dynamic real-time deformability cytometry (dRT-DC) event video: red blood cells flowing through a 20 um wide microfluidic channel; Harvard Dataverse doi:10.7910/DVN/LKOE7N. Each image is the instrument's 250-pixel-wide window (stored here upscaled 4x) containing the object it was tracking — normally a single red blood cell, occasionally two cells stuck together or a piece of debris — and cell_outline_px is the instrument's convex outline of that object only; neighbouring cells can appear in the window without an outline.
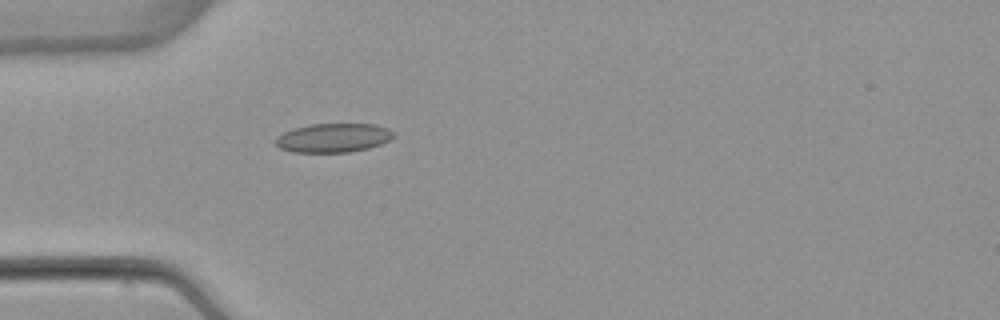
{"species": "common noctule bat (a hibernating species)", "species_latin": "Nyctalus noctula", "temperature_condition": "warm", "stored_images_in_passage": 39, "camera_frame_rate_fps": 3000, "um_per_image_px": 0.085, "animal": {"sex": "female", "body_mass_g": 22.7, "forearm_length_mm": 54.2}, "frame": {"image": 1, "passage_image": 2, "time_ms": 0.333, "image_size_px": [1000, 320], "cell_outline_px": [[396, 136], [380, 144], [368, 148], [348, 152], [292, 152], [280, 148], [272, 144], [272, 140], [276, 136], [284, 132], [296, 128], [312, 124], [376, 124], [388, 128]], "centroid_in_image_um": [28.28, 11.72], "position_along_channel_um": 56.7, "area_um2": 20.0}}
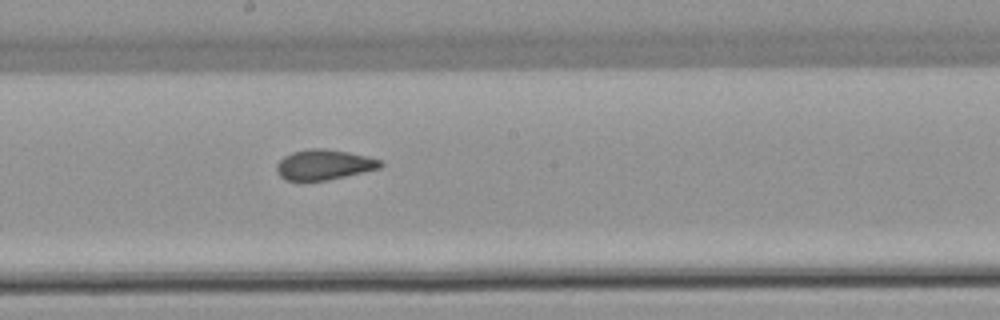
{"frame": {"image": 2, "passage_image": 15, "time_ms": 4.667, "image_size_px": [1000, 320], "cell_outline_px": [[384, 164], [380, 168], [328, 180], [284, 180], [276, 172], [276, 164], [284, 156], [292, 152], [308, 148], [324, 148], [348, 152], [368, 156], [380, 160]], "centroid_in_image_um": [27.52, 13.99], "position_along_channel_um": 220.7, "area_um2": 18.32}}
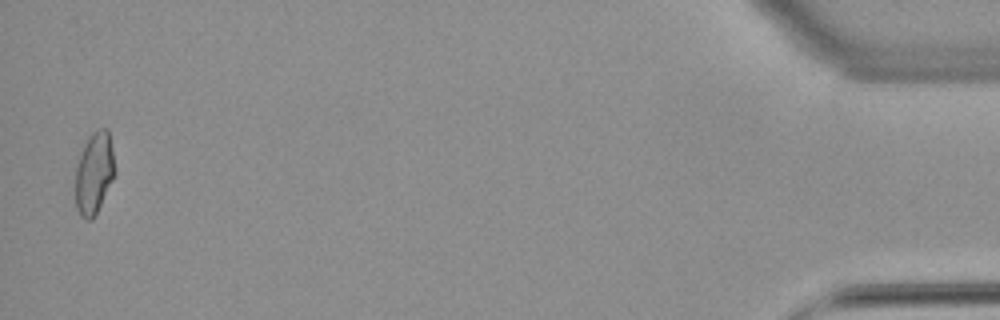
{"frame": {"image": 3, "passage_image": 38, "time_ms": 12.333, "image_size_px": [1000, 320], "cell_outline_px": [[116, 172], [92, 220], [84, 220], [80, 216], [76, 208], [76, 168], [84, 144], [88, 136], [96, 128], [108, 128]], "centroid_in_image_um": [8.0, 14.69], "position_along_channel_um": 427.2, "area_um2": 18.67}, "authors_computed_cell_mechanics": {"area_um2": 18.4382, "velocity_mm_per_s": 3.8952, "shape_relaxation_time_tau1_ms": null, "shape_relaxation_time_tau2_ms": 1.4128, "deformation_change_tau1": null, "deformation_change_tau2": 0.0545}}